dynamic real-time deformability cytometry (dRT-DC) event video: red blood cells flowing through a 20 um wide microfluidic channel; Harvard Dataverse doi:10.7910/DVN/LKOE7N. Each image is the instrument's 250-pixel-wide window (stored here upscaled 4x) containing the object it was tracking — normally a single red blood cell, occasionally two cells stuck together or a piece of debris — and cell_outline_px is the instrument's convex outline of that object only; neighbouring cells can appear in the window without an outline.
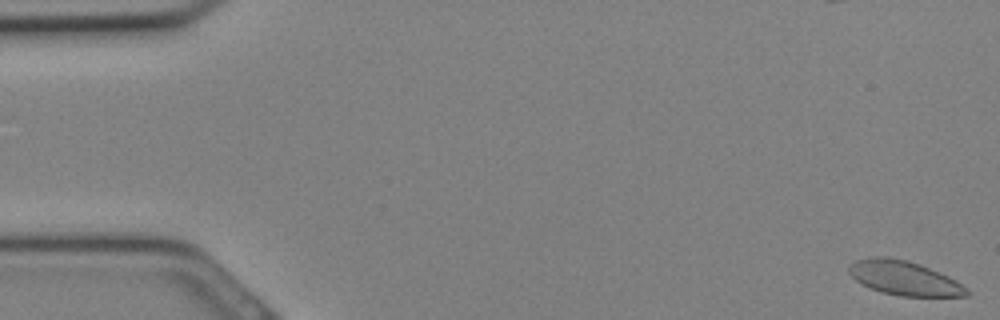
{"species": "Egyptian fruit bat (a non-hibernating species)", "species_latin": "Rousettus aegyptiacus", "temperature_condition": "cold", "stored_images_in_passage": 9, "camera_frame_rate_fps": 3000, "um_per_image_px": 0.085, "animal": {"sex": "female"}, "frame": {"image": 1, "passage_image": 1, "time_ms": 0.0, "image_size_px": [1000, 320], "cell_outline_px": [[968, 296], [900, 296], [880, 292], [856, 280], [848, 272], [848, 264], [856, 260], [872, 256], [884, 256], [904, 260], [920, 264], [948, 276], [956, 280], [968, 292]], "centroid_in_image_um": [76.81, 23.62], "position_along_channel_um": 8.2, "area_um2": 23.24}}